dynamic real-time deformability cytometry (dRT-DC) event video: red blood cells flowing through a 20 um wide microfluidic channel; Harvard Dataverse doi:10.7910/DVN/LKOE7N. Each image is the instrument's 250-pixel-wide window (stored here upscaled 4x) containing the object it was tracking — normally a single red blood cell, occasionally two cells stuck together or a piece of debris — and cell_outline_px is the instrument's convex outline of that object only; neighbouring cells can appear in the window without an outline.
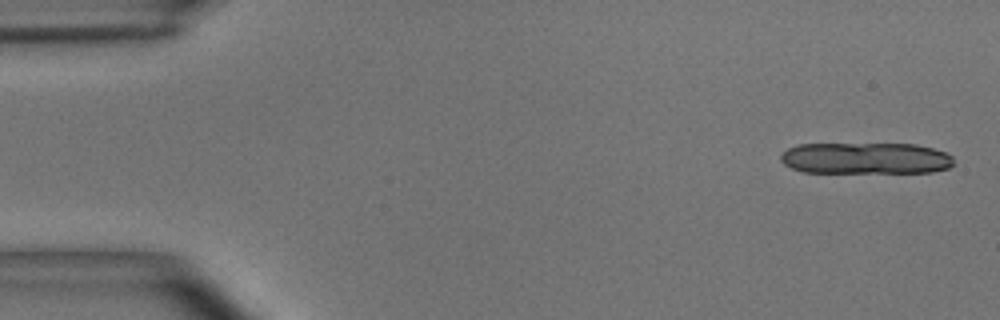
{"species": "common noctule bat (a hibernating species)", "species_latin": "Nyctalus noctula", "temperature_condition": "room temperature", "stored_images_in_passage": 5, "camera_frame_rate_fps": 3000, "um_per_image_px": 0.085, "animal": {"sex": "male", "body_mass_g": 15.6}, "frame": {"image": 1, "passage_image": 1, "time_ms": 0.0, "image_size_px": [1000, 320], "cell_outline_px": [[952, 164], [948, 168], [932, 172], [804, 172], [792, 168], [784, 164], [780, 160], [780, 156], [788, 148], [800, 144], [916, 144], [948, 152], [952, 156]], "centroid_in_image_um": [73.59, 13.45], "position_along_channel_um": 11.4, "area_um2": 31.73}}